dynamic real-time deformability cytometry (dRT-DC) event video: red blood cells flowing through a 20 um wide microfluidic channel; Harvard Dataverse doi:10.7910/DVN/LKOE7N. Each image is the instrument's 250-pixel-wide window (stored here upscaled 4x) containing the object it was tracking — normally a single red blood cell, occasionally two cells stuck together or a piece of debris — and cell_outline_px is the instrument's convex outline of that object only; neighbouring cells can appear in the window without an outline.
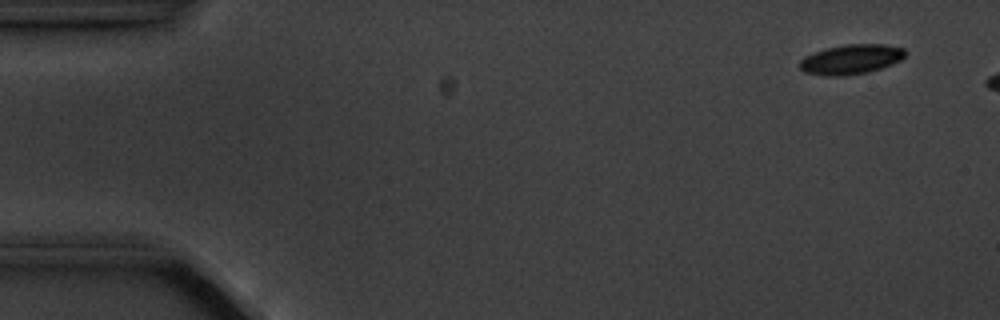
{"species": "common noctule bat (a hibernating species)", "species_latin": "Nyctalus noctula", "temperature_condition": "cold", "stored_images_in_passage": 3, "camera_frame_rate_fps": 3000, "um_per_image_px": 0.085, "animal": {"sex": "male", "body_mass_g": 20.1, "forearm_length_mm": 53.5}, "frame": {"image": 1, "passage_image": 1, "time_ms": 0.0, "image_size_px": [1000, 320], "cell_outline_px": [[904, 56], [900, 60], [892, 64], [868, 72], [840, 76], [828, 76], [804, 72], [800, 68], [800, 60], [804, 56], [828, 48], [844, 44], [884, 44], [904, 48]], "centroid_in_image_um": [72.33, 5.04], "position_along_channel_um": 12.7, "area_um2": 18.09}}